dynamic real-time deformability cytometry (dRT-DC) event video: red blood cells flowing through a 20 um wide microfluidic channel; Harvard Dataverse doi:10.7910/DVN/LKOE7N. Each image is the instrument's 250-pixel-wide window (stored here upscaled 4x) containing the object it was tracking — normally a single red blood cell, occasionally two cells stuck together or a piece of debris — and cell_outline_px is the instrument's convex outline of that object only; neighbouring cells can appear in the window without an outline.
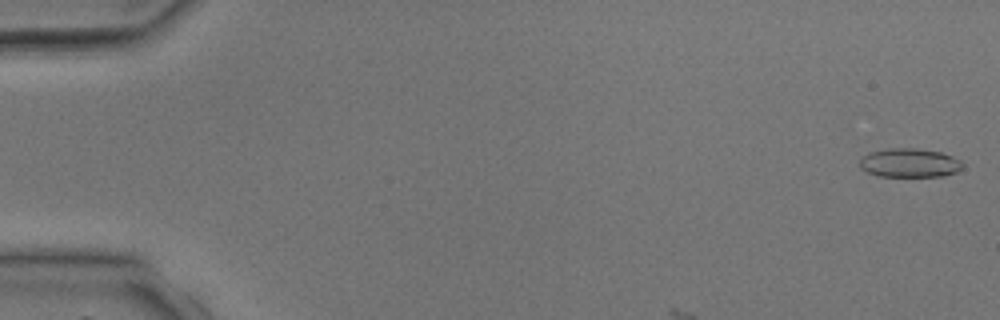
{"species": "common noctule bat (a hibernating species)", "species_latin": "Nyctalus noctula", "temperature_condition": "room temperature", "stored_images_in_passage": 3, "camera_frame_rate_fps": 3000, "um_per_image_px": 0.085, "animal": {"sex": "male", "body_mass_g": 17.9, "forearm_length_mm": 54.2}, "frame": {"image": 1, "passage_image": 1, "time_ms": 0.0, "image_size_px": [1000, 320], "cell_outline_px": [[964, 168], [956, 172], [944, 176], [876, 176], [860, 168], [860, 160], [868, 152], [888, 148], [916, 148], [940, 152], [952, 156], [960, 160], [964, 164]], "centroid_in_image_um": [77.33, 13.84], "position_along_channel_um": 7.7, "area_um2": 17.46}}
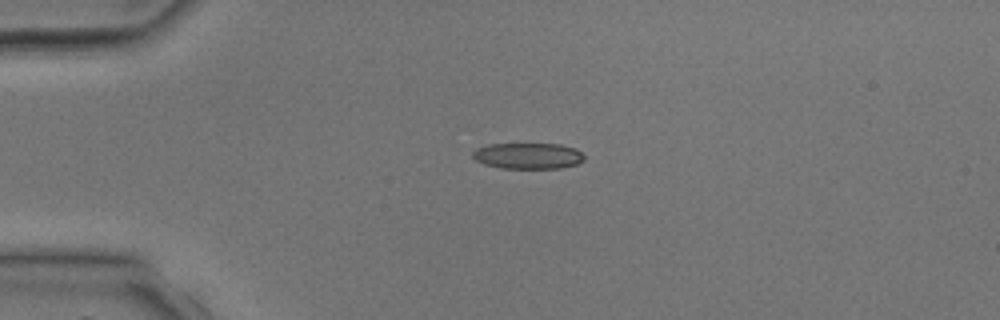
{"frame": {"image": 2, "passage_image": 3, "time_ms": 3.0, "image_size_px": [1000, 320], "cell_outline_px": [[584, 160], [576, 164], [560, 168], [500, 168], [484, 164], [476, 160], [472, 156], [472, 152], [476, 148], [488, 144], [560, 144], [576, 148], [584, 156]], "centroid_in_image_um": [44.86, 13.24], "position_along_channel_um": 40.1, "area_um2": 16.94}}